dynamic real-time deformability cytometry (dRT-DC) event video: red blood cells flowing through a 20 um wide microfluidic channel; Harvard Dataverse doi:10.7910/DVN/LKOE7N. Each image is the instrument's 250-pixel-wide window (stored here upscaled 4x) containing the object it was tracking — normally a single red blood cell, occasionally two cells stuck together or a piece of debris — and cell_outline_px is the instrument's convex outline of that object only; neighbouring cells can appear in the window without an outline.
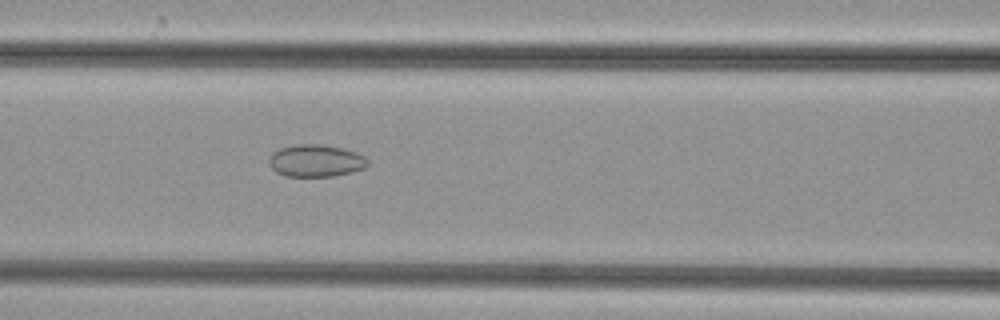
{"species": "common noctule bat (a hibernating species)", "species_latin": "Nyctalus noctula", "temperature_condition": "cold", "stored_images_in_passage": 35, "camera_frame_rate_fps": 3000, "um_per_image_px": 0.085, "animal": {"sex": "female", "body_mass_g": 29.2, "forearm_length_mm": 56.3}, "frame": {"image": 1, "passage_image": 6, "time_ms": 1.667, "image_size_px": [1000, 320], "cell_outline_px": [[368, 164], [364, 168], [352, 172], [332, 176], [284, 176], [276, 172], [272, 168], [268, 160], [272, 152], [280, 148], [296, 144], [320, 144], [340, 148], [356, 152], [364, 156], [368, 160]], "centroid_in_image_um": [26.82, 13.66], "position_along_channel_um": 139.8, "area_um2": 18.5}}
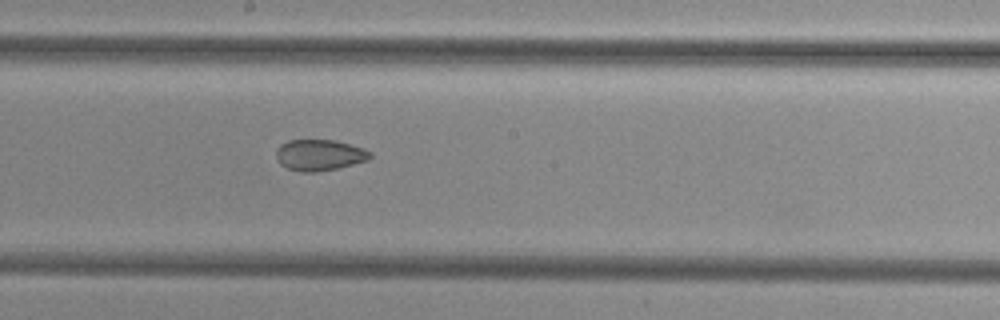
{"frame": {"image": 2, "passage_image": 12, "time_ms": 3.667, "image_size_px": [1000, 320], "cell_outline_px": [[372, 156], [368, 160], [336, 168], [316, 172], [300, 172], [288, 168], [280, 164], [276, 156], [276, 148], [280, 144], [288, 140], [336, 140], [364, 148], [372, 152]], "centroid_in_image_um": [27.15, 13.17], "position_along_channel_um": 221.1, "area_um2": 17.11}}
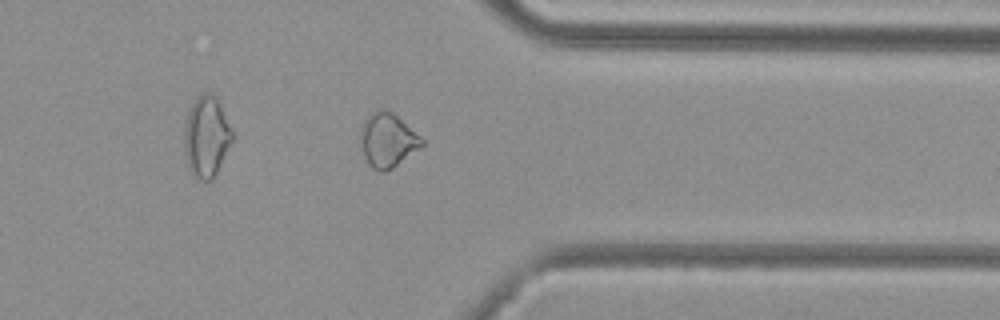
{"frame": {"image": 3, "passage_image": 24, "time_ms": 7.667, "image_size_px": [1000, 320], "cell_outline_px": [[424, 144], [420, 148], [392, 168], [384, 172], [380, 172], [372, 168], [368, 164], [360, 148], [360, 128], [364, 120], [372, 112], [384, 108], [392, 112], [420, 136], [424, 140]], "centroid_in_image_um": [32.91, 11.92], "position_along_channel_um": 378.5, "area_um2": 19.36}}